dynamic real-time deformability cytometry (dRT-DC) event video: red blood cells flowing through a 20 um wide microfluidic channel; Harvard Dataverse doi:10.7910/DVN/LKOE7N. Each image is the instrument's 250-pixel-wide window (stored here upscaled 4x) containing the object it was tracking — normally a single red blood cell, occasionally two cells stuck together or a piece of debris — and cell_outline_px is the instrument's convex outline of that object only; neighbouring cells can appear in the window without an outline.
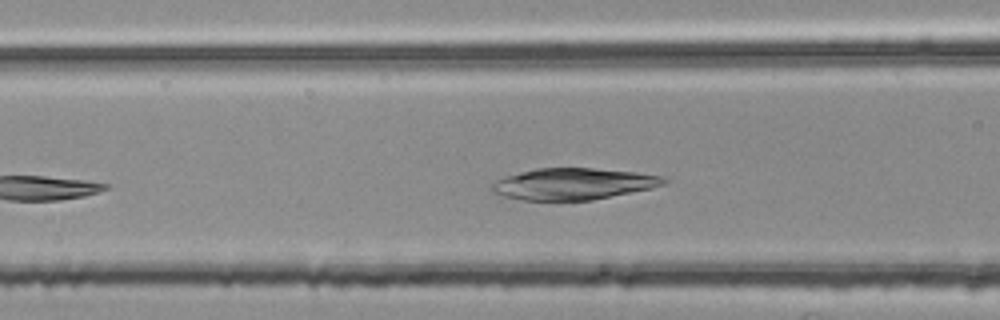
{"species": "common noctule bat (a hibernating species)", "species_latin": "Nyctalus noctula", "temperature_condition": "room temperature", "stored_images_in_passage": 32, "camera_frame_rate_fps": 3000, "um_per_image_px": 0.085, "animal": {"sex": "female", "body_mass_g": 25.1}, "frame": {"image": 1, "passage_image": 9, "time_ms": 2.667, "image_size_px": [1000, 320], "cell_outline_px": [[668, 180], [664, 184], [652, 188], [592, 200], [520, 200], [504, 196], [492, 192], [488, 188], [496, 180], [504, 176], [536, 168], [592, 168], [636, 172], [664, 176]], "centroid_in_image_um": [48.7, 15.63], "position_along_channel_um": 117.9, "area_um2": 31.67}}
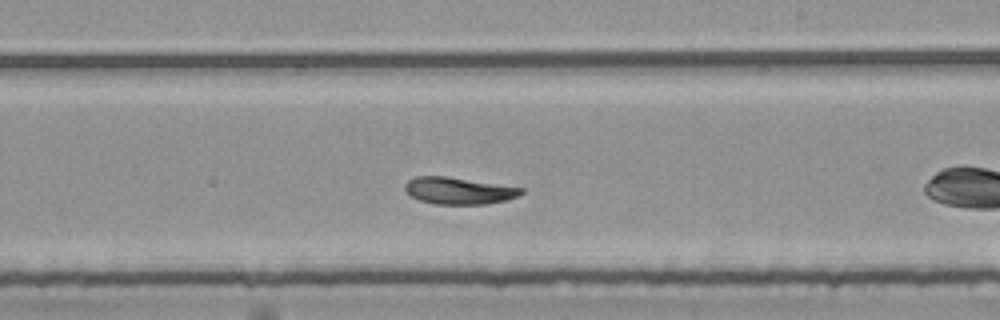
{"frame": {"image": 2, "passage_image": 16, "time_ms": 5.0, "image_size_px": [1000, 320], "cell_outline_px": [[524, 192], [520, 196], [504, 200], [484, 204], [436, 204], [420, 200], [412, 196], [404, 188], [404, 184], [408, 180], [416, 176], [444, 176], [524, 188]], "centroid_in_image_um": [38.99, 16.21], "position_along_channel_um": 250.0, "area_um2": 17.98}}
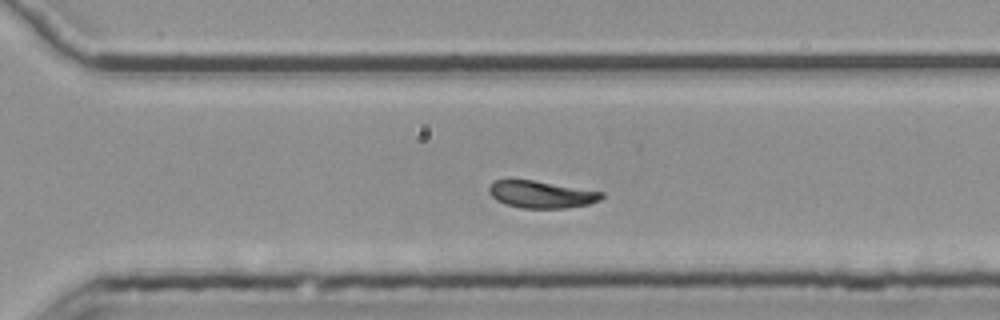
{"frame": {"image": 3, "passage_image": 22, "time_ms": 7.0, "image_size_px": [1000, 320], "cell_outline_px": [[604, 196], [600, 200], [588, 204], [564, 208], [520, 208], [496, 200], [488, 192], [488, 188], [492, 180], [532, 180], [604, 192]], "centroid_in_image_um": [46.0, 16.52], "position_along_channel_um": 324.6, "area_um2": 17.69}, "authors_computed_cell_mechanics": {"area_um2": 18.5249, "velocity_mm_per_s": 3.7399, "shape_relaxation_time_tau1_ms": 2.9799, "shape_relaxation_time_tau2_ms": 2.5993, "deformation_change_tau1": 0.1058, "deformation_change_tau2": 0.0504}}